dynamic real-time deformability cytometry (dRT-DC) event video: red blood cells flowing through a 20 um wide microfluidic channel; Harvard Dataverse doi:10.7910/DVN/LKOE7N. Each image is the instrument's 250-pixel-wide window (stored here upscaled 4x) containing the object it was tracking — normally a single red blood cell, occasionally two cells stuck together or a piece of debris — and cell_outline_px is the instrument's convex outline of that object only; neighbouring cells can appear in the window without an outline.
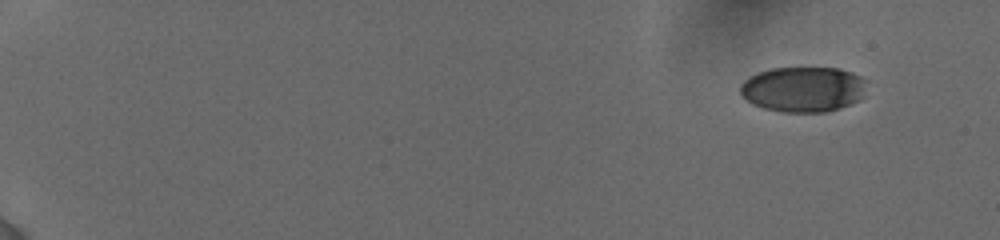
{"species": "human", "species_latin": "Homo sapiens", "temperature_condition": "cold", "stored_images_in_passage": 36, "camera_frame_rate_fps": 3000, "um_per_image_px": 0.085, "donor": {"sex": "female"}, "frame": {"image": 1, "passage_image": 1, "time_ms": 0.0, "image_size_px": [1000, 240], "cell_outline_px": [[864, 96], [860, 100], [840, 108], [828, 112], [780, 112], [764, 108], [752, 104], [740, 92], [740, 84], [744, 80], [760, 72], [772, 68], [840, 68], [852, 72], [860, 76], [864, 80]], "centroid_in_image_um": [68.29, 7.6], "position_along_channel_um": 16.7, "area_um2": 33.41}}
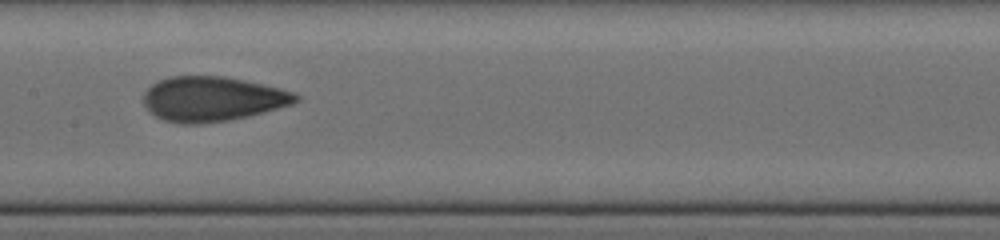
{"frame": {"image": 2, "passage_image": 20, "time_ms": 9.0, "image_size_px": [1000, 240], "cell_outline_px": [[300, 100], [292, 104], [248, 116], [228, 120], [204, 124], [180, 124], [164, 120], [156, 116], [144, 104], [144, 92], [152, 84], [168, 76], [224, 76], [280, 88], [296, 92], [300, 96]], "centroid_in_image_um": [18.07, 8.41], "position_along_channel_um": 189.3, "area_um2": 39.65}}
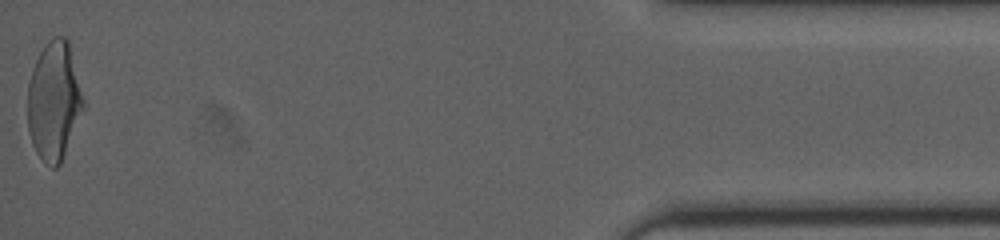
{"frame": {"image": 3, "passage_image": 36, "time_ms": 17.0, "image_size_px": [1000, 240], "cell_outline_px": [[84, 108], [60, 164], [56, 168], [52, 168], [44, 164], [36, 152], [32, 144], [28, 132], [28, 84], [32, 68], [40, 52], [48, 40], [52, 36], [64, 36], [68, 40], [84, 100]], "centroid_in_image_um": [4.57, 8.6], "position_along_channel_um": 430.6, "area_um2": 38.49}, "authors_computed_cell_mechanics": {"area_um2": 37.859, "velocity_mm_per_s": 3.8809, "shape_relaxation_time_tau1_ms": 4.1141, "shape_relaxation_time_tau2_ms": 1.0111, "deformation_change_tau1": 0.167, "deformation_change_tau2": 0.0743}}